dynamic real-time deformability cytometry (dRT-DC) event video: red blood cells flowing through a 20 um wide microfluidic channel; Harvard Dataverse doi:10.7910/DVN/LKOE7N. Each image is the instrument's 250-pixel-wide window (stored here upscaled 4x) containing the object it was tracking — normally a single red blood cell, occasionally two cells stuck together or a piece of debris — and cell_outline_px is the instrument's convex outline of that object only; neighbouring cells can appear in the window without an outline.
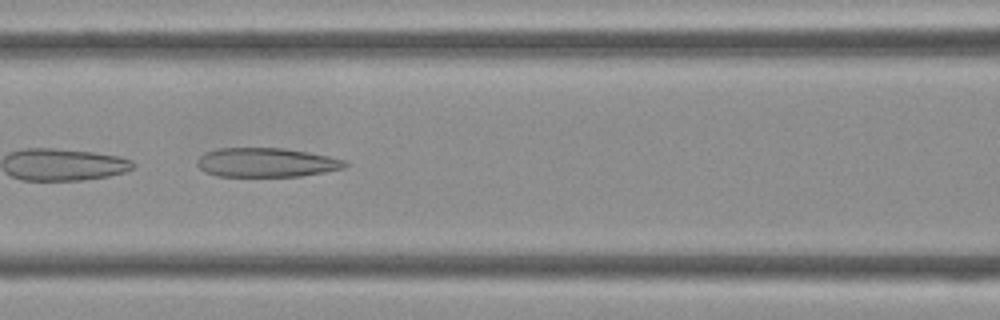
{"species": "Egyptian fruit bat (a non-hibernating species)", "species_latin": "Rousettus aegyptiacus", "temperature_condition": "cold", "stored_images_in_passage": 21, "camera_frame_rate_fps": 3000, "um_per_image_px": 0.085, "frame": {"image": 1, "passage_image": 7, "time_ms": 2.0, "image_size_px": [1000, 320], "cell_outline_px": [[348, 164], [344, 168], [324, 172], [300, 176], [216, 176], [204, 172], [196, 164], [196, 160], [204, 152], [220, 148], [284, 148], [308, 152], [348, 160]], "centroid_in_image_um": [22.63, 13.81], "position_along_channel_um": 144.0, "area_um2": 25.26}}
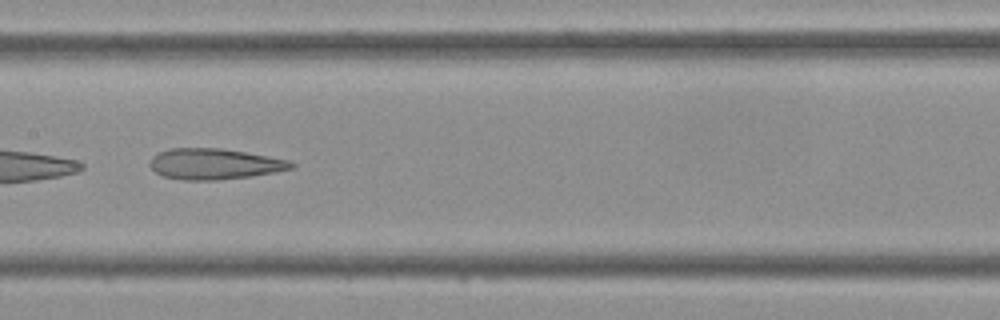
{"frame": {"image": 2, "passage_image": 10, "time_ms": 3.0, "image_size_px": [1000, 320], "cell_outline_px": [[296, 164], [292, 168], [252, 176], [216, 180], [184, 180], [164, 176], [156, 172], [148, 164], [152, 156], [156, 152], [168, 148], [220, 148], [268, 156], [288, 160]], "centroid_in_image_um": [18.17, 13.93], "position_along_channel_um": 189.2, "area_um2": 25.32}}
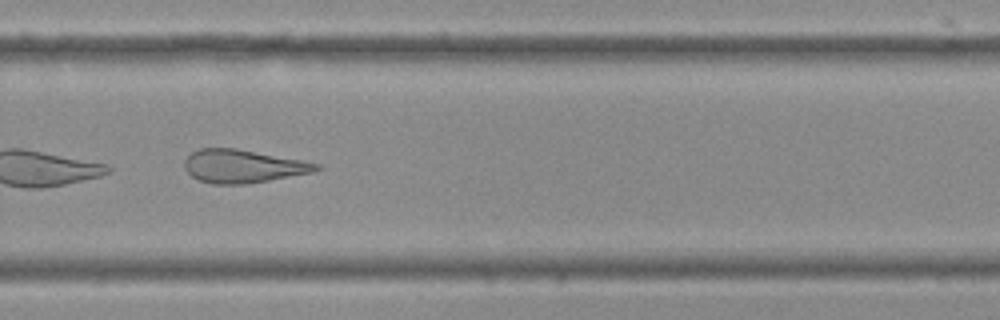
{"frame": {"image": 3, "passage_image": 18, "time_ms": 5.667, "image_size_px": [1000, 320], "cell_outline_px": [[320, 168], [312, 172], [268, 180], [244, 184], [212, 184], [200, 180], [192, 176], [184, 168], [184, 160], [192, 152], [200, 148], [236, 148], [300, 160], [320, 164]], "centroid_in_image_um": [20.59, 14.12], "position_along_channel_um": 309.2, "area_um2": 25.09}}